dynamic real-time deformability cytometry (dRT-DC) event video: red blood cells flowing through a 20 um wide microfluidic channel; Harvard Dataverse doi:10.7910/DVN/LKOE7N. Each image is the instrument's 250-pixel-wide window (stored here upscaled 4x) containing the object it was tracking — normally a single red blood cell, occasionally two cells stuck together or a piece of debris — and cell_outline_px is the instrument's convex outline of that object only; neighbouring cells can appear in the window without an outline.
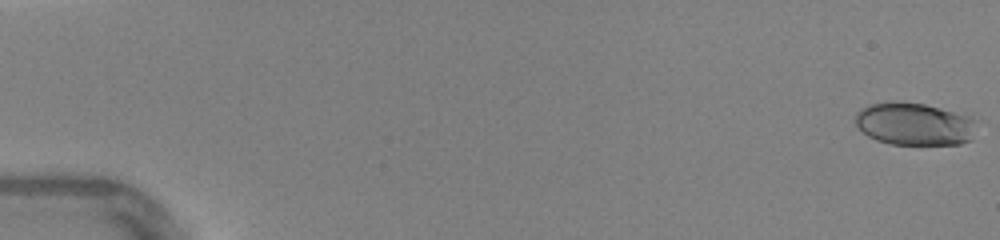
{"species": "human", "species_latin": "Homo sapiens", "temperature_condition": "warm", "stored_images_in_passage": 47, "camera_frame_rate_fps": 3000, "um_per_image_px": 0.085, "donor": {"sex": "female"}, "frame": {"image": 1, "passage_image": 1, "time_ms": 0.0, "image_size_px": [1000, 240], "cell_outline_px": [[972, 140], [960, 144], [892, 144], [876, 140], [868, 136], [856, 124], [856, 112], [860, 108], [872, 104], [892, 100], [896, 100], [924, 104], [972, 116]], "centroid_in_image_um": [77.67, 10.52], "position_along_channel_um": 7.3, "area_um2": 29.94}}
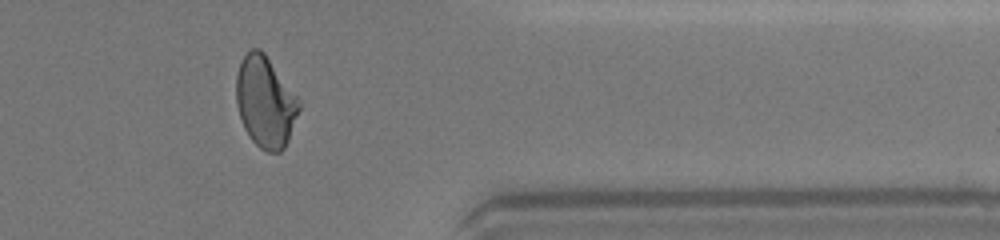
{"frame": {"image": 2, "passage_image": 39, "time_ms": 12.667, "image_size_px": [1000, 240], "cell_outline_px": [[300, 108], [288, 140], [284, 148], [280, 152], [268, 152], [260, 148], [252, 140], [244, 128], [240, 116], [236, 100], [236, 76], [240, 64], [244, 56], [252, 48], [260, 48], [264, 52], [300, 100]], "centroid_in_image_um": [22.55, 8.66], "position_along_channel_um": 388.8, "area_um2": 33.06}}
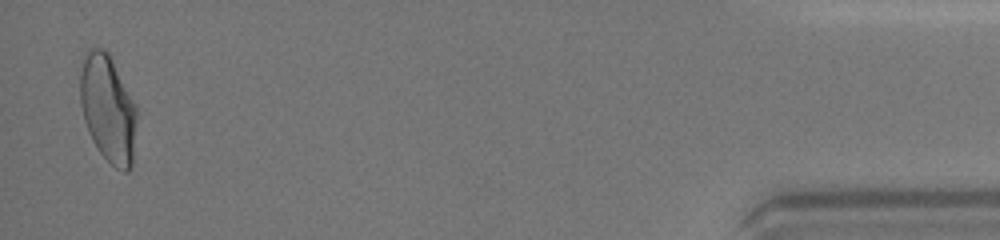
{"frame": {"image": 3, "passage_image": 46, "time_ms": 15.0, "image_size_px": [1000, 240], "cell_outline_px": [[136, 116], [132, 168], [128, 172], [124, 172], [116, 168], [100, 152], [92, 140], [84, 120], [80, 104], [80, 72], [84, 52], [88, 48], [104, 48], [108, 52], [136, 104]], "centroid_in_image_um": [9.16, 9.21], "position_along_channel_um": 426.0, "area_um2": 35.49}, "authors_computed_cell_mechanics": {"area_um2": 32.7148, "velocity_mm_per_s": 4.4066, "shape_relaxation_time_tau1_ms": 6.2512, "shape_relaxation_time_tau2_ms": 1.1018, "deformation_change_tau1": 0.2085, "deformation_change_tau2": 0.0672}}